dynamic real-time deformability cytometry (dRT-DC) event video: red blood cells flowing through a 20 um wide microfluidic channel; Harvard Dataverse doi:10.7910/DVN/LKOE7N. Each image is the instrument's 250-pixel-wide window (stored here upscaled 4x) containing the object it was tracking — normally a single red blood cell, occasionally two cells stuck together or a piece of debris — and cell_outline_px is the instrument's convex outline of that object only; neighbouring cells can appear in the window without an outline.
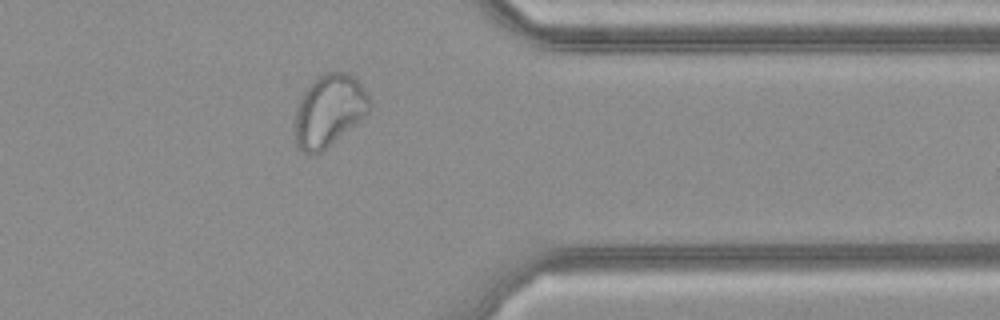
{"species": "common noctule bat (a hibernating species)", "species_latin": "Nyctalus noctula", "temperature_condition": "cold", "stored_images_in_passage": 27, "camera_frame_rate_fps": 3000, "um_per_image_px": 0.085, "animal": {"sex": "female", "body_mass_g": 21.9}, "frame": {"image": 1, "passage_image": 20, "time_ms": 6.333, "image_size_px": [1000, 320], "cell_outline_px": [[372, 104], [368, 112], [360, 120], [324, 152], [312, 156], [304, 152], [296, 144], [292, 132], [292, 124], [296, 108], [304, 88], [316, 76], [324, 72], [348, 72], [364, 88]], "centroid_in_image_um": [27.9, 9.43], "position_along_channel_um": 383.5, "area_um2": 32.31}}